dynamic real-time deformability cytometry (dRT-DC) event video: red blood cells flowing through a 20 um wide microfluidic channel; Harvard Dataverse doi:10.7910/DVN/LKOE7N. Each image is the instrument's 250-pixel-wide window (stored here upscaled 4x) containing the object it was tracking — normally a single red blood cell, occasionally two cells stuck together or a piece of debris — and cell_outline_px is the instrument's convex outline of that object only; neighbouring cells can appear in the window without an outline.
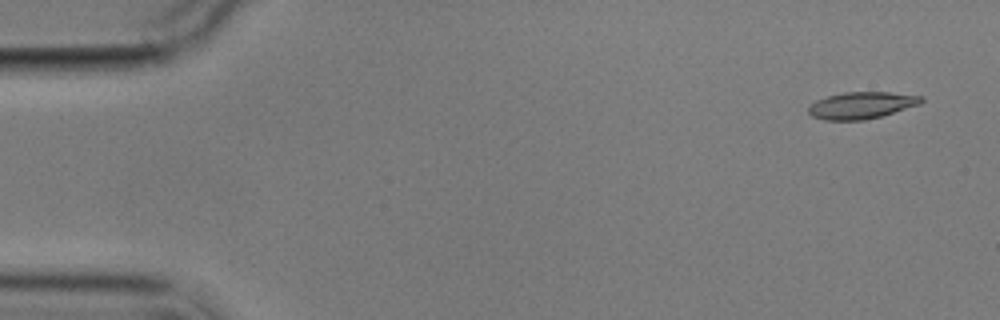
{"species": "common noctule bat (a hibernating species)", "species_latin": "Nyctalus noctula", "temperature_condition": "cold", "stored_images_in_passage": 7, "camera_frame_rate_fps": 3000, "um_per_image_px": 0.085, "animal": {"sex": "male", "body_mass_g": 17.9}, "frame": {"image": 1, "passage_image": 1, "time_ms": 0.0, "image_size_px": [1000, 320], "cell_outline_px": [[924, 100], [920, 104], [880, 116], [864, 120], [824, 120], [812, 116], [808, 112], [808, 108], [816, 100], [828, 96], [844, 92], [888, 92], [924, 96]], "centroid_in_image_um": [73.23, 8.95], "position_along_channel_um": 11.8, "area_um2": 17.51}}
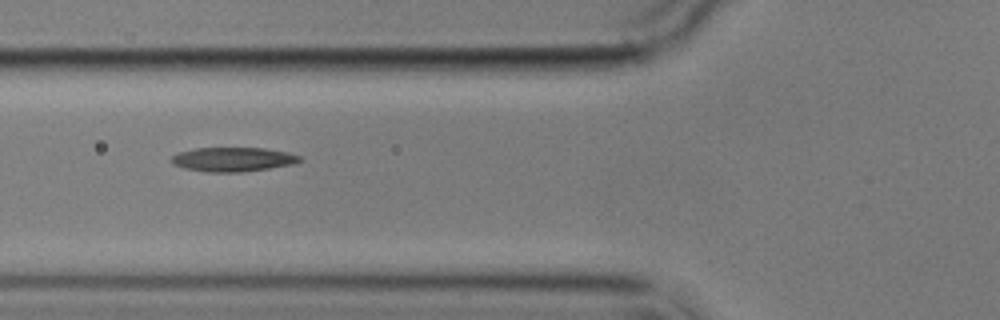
{"frame": {"image": 2, "passage_image": 6, "time_ms": 6.0, "image_size_px": [1000, 320], "cell_outline_px": [[304, 160], [292, 164], [268, 168], [240, 172], [204, 172], [184, 168], [172, 164], [172, 156], [180, 152], [196, 148], [264, 148], [288, 152], [300, 156]], "centroid_in_image_um": [19.81, 13.55], "position_along_channel_um": 106.0, "area_um2": 18.03}}
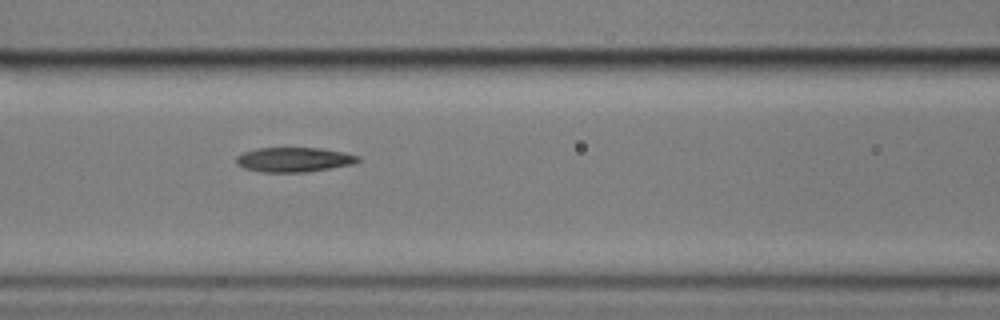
{"frame": {"image": 3, "passage_image": 7, "time_ms": 7.0, "image_size_px": [1000, 320], "cell_outline_px": [[360, 160], [356, 164], [304, 172], [260, 172], [244, 168], [236, 164], [236, 156], [244, 152], [256, 148], [320, 148], [344, 152], [360, 156]], "centroid_in_image_um": [24.99, 13.57], "position_along_channel_um": 141.6, "area_um2": 17.57}}